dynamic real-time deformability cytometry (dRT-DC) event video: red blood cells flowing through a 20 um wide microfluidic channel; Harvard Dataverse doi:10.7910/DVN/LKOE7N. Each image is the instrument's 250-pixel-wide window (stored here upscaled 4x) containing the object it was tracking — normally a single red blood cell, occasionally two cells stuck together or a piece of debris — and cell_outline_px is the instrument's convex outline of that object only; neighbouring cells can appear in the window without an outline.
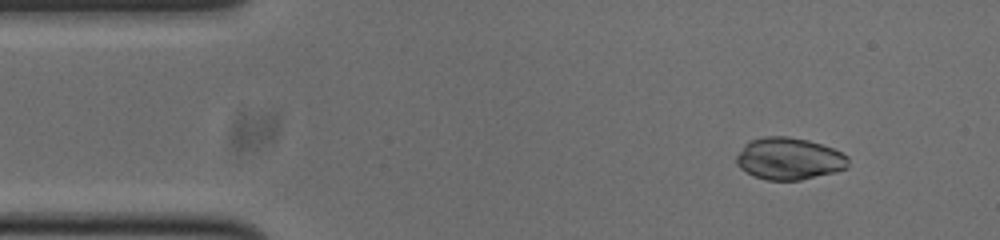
{"species": "common noctule bat (a hibernating species)", "species_latin": "Nyctalus noctula", "temperature_condition": "cold", "stored_images_in_passage": 24, "camera_frame_rate_fps": 3000, "um_per_image_px": 0.085, "animal": {"sex": "male", "body_mass_g": 20.0, "forearm_length_mm": 53.3}, "frame": {"image": 1, "passage_image": 2, "time_ms": 0.333, "image_size_px": [1000, 240], "cell_outline_px": [[848, 168], [836, 172], [800, 180], [768, 180], [756, 176], [740, 168], [736, 164], [736, 156], [744, 144], [748, 140], [764, 136], [788, 136], [808, 140], [832, 148], [848, 156]], "centroid_in_image_um": [67.06, 13.48], "position_along_channel_um": 17.9, "area_um2": 27.46}}
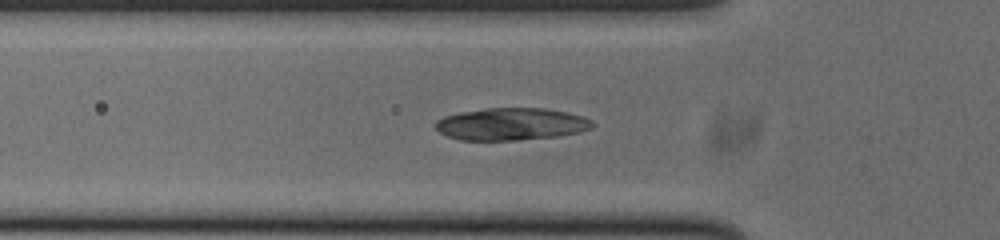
{"frame": {"image": 2, "passage_image": 13, "time_ms": 4.0, "image_size_px": [1000, 240], "cell_outline_px": [[596, 124], [592, 128], [580, 132], [556, 136], [516, 140], [460, 140], [448, 136], [440, 132], [436, 128], [436, 120], [444, 116], [460, 112], [488, 108], [544, 108], [568, 112], [584, 116], [592, 120]], "centroid_in_image_um": [43.49, 10.54], "position_along_channel_um": 82.3, "area_um2": 29.59}}
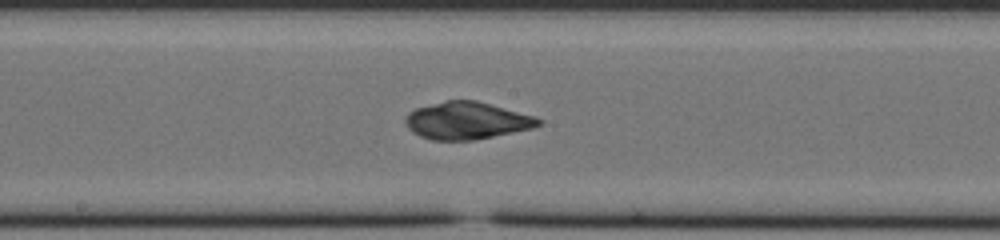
{"frame": {"image": 3, "passage_image": 23, "time_ms": 7.333, "image_size_px": [1000, 240], "cell_outline_px": [[544, 124], [532, 128], [472, 140], [432, 140], [420, 136], [412, 132], [408, 128], [404, 120], [408, 112], [416, 108], [444, 100], [476, 100], [536, 116], [544, 120]], "centroid_in_image_um": [39.69, 10.24], "position_along_channel_um": 208.5, "area_um2": 29.02}}